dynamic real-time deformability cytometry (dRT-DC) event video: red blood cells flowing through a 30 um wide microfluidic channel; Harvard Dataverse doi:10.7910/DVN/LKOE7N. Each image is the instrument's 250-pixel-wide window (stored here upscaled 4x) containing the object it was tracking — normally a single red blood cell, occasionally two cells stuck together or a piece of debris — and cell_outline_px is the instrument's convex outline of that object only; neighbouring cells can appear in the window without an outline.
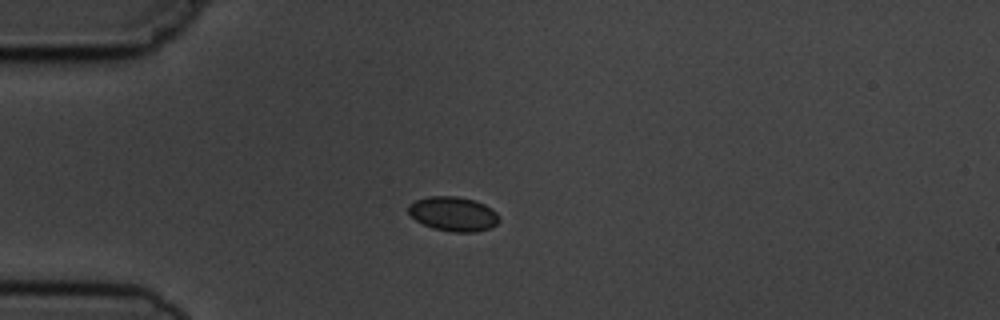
{"species": "common noctule bat (a hibernating species)", "species_latin": "Nyctalus noctula", "temperature_condition": "cold", "stored_images_in_passage": 6, "camera_frame_rate_fps": 3000, "um_per_image_px": 0.085, "animal": {"sex": "male", "body_mass_g": 19.5, "forearm_length_mm": 54.6}, "frame": {"image": 1, "passage_image": 4, "time_ms": 3.333, "image_size_px": [1000, 320], "cell_outline_px": [[500, 220], [496, 224], [488, 228], [476, 232], [452, 232], [432, 228], [416, 220], [408, 212], [408, 204], [416, 200], [428, 196], [456, 196], [476, 200], [492, 208], [500, 216]], "centroid_in_image_um": [38.54, 18.17], "position_along_channel_um": 46.5, "area_um2": 18.32}}
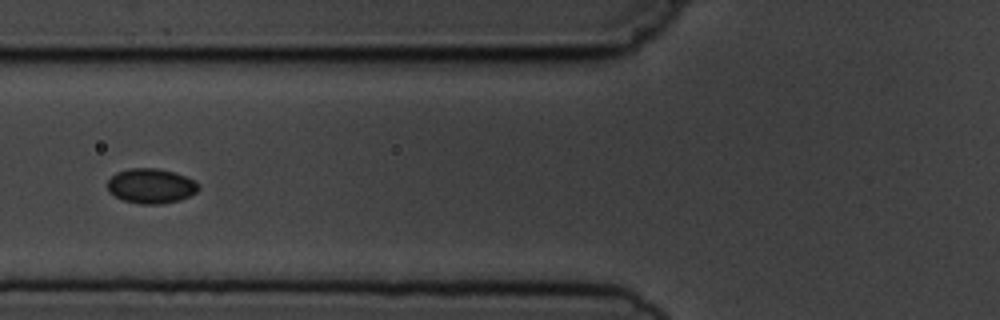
{"frame": {"image": 2, "passage_image": 6, "time_ms": 5.667, "image_size_px": [1000, 320], "cell_outline_px": [[200, 188], [196, 192], [180, 200], [160, 204], [140, 204], [124, 200], [108, 192], [108, 180], [116, 172], [128, 168], [156, 168], [172, 172], [196, 180], [200, 184]], "centroid_in_image_um": [12.84, 15.8], "position_along_channel_um": 113.0, "area_um2": 18.5}}